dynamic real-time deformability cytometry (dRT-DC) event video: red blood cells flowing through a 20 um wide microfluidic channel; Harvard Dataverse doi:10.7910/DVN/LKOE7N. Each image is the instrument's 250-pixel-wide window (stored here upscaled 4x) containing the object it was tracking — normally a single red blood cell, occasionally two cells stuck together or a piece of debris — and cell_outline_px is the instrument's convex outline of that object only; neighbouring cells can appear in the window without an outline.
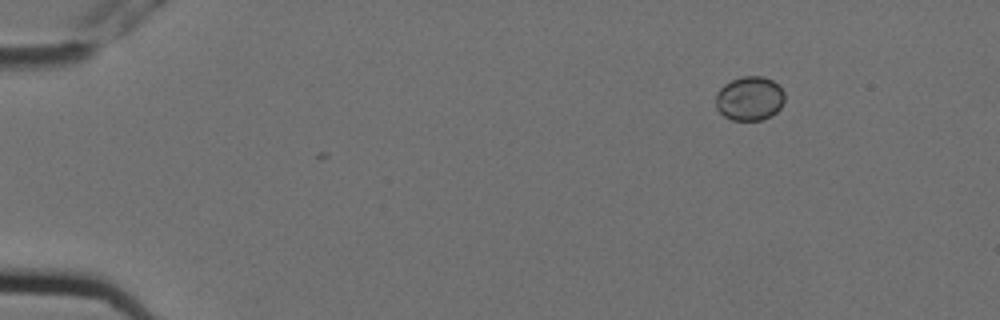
{"species": "Egyptian fruit bat (a non-hibernating species)", "species_latin": "Rousettus aegyptiacus", "temperature_condition": "cold", "stored_images_in_passage": 8, "camera_frame_rate_fps": 3000, "um_per_image_px": 0.085, "animal": {"sex": "female"}, "frame": {"image": 1, "passage_image": 1, "time_ms": 0.0, "image_size_px": [1000, 320], "cell_outline_px": [[784, 100], [780, 108], [772, 116], [764, 120], [732, 120], [724, 116], [716, 108], [716, 96], [720, 88], [724, 84], [732, 80], [744, 76], [764, 76], [772, 80], [784, 92]], "centroid_in_image_um": [63.72, 8.38], "position_along_channel_um": 21.3, "area_um2": 17.74}}
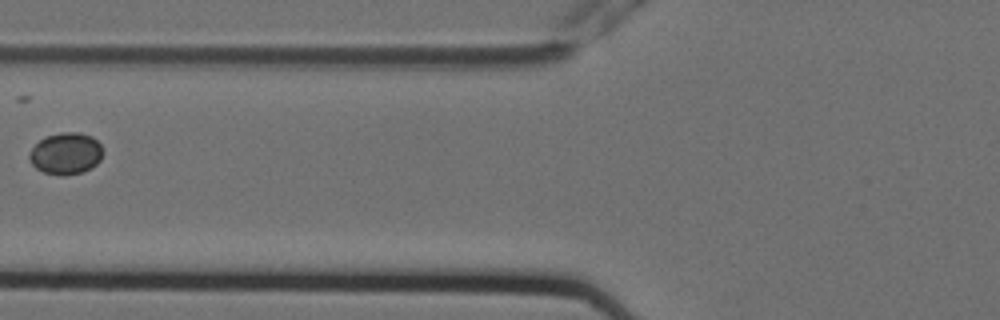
{"frame": {"image": 2, "passage_image": 5, "time_ms": 1.333, "image_size_px": [1000, 320], "cell_outline_px": [[104, 152], [100, 160], [96, 164], [84, 172], [64, 176], [60, 176], [44, 172], [36, 168], [32, 164], [28, 156], [28, 152], [44, 136], [60, 132], [80, 132], [92, 136], [100, 144]], "centroid_in_image_um": [5.6, 13.04], "position_along_channel_um": 120.2, "area_um2": 18.15}}
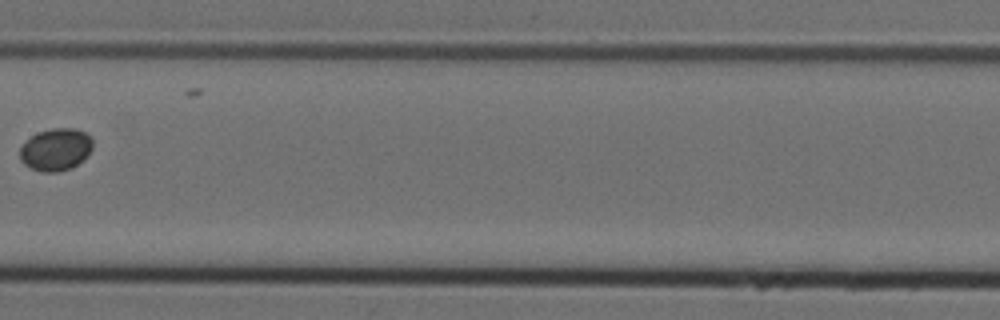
{"frame": {"image": 3, "passage_image": 7, "time_ms": 2.0, "image_size_px": [1000, 320], "cell_outline_px": [[92, 148], [84, 160], [68, 168], [56, 172], [40, 172], [24, 164], [20, 160], [20, 144], [32, 136], [40, 132], [52, 128], [76, 128], [84, 132], [92, 140]], "centroid_in_image_um": [4.71, 12.7], "position_along_channel_um": 202.7, "area_um2": 17.86}}